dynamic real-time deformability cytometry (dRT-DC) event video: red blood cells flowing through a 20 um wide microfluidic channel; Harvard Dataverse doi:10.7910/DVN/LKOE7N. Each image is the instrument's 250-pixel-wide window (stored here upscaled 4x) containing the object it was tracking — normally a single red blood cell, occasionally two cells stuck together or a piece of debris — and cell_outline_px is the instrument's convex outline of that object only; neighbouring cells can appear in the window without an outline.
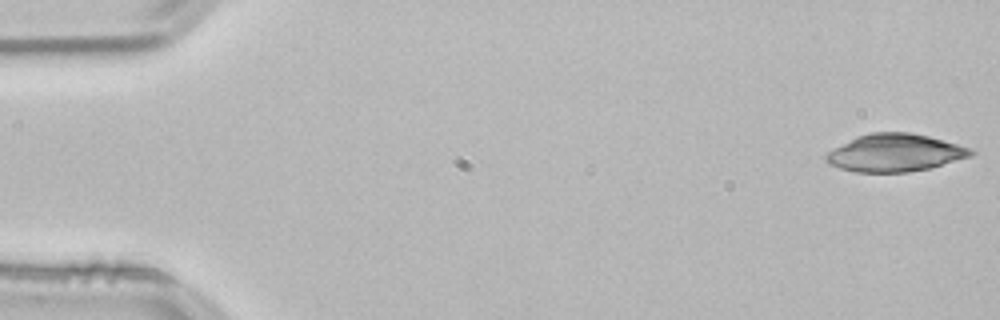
{"species": "common noctule bat (a hibernating species)", "species_latin": "Nyctalus noctula", "temperature_condition": "room temperature", "stored_images_in_passage": 52, "camera_frame_rate_fps": 3000, "um_per_image_px": 0.085, "animal": {"sex": "male", "body_mass_g": 21.5, "forearm_length_mm": 52.0}, "frame": {"image": 1, "passage_image": 1, "time_ms": 0.0, "image_size_px": [1000, 320], "cell_outline_px": [[976, 152], [972, 156], [928, 168], [908, 172], [856, 172], [840, 168], [824, 160], [824, 156], [828, 152], [856, 136], [872, 132], [908, 132], [928, 136], [972, 148]], "centroid_in_image_um": [76.08, 12.98], "position_along_channel_um": 8.9, "area_um2": 31.5}}
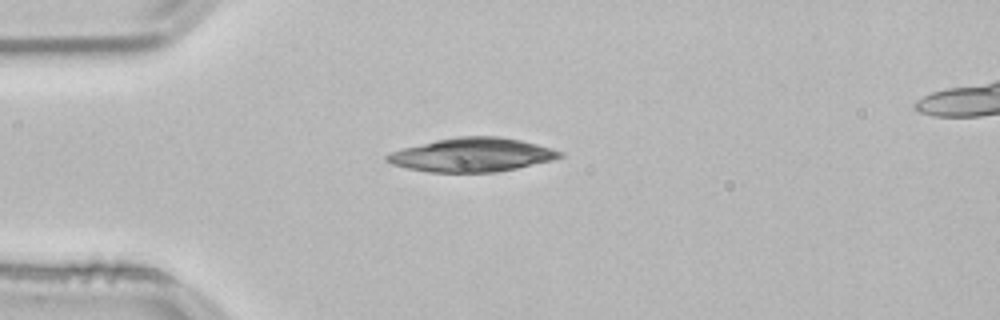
{"frame": {"image": 2, "passage_image": 13, "time_ms": 4.0, "image_size_px": [1000, 320], "cell_outline_px": [[564, 156], [552, 160], [516, 168], [496, 172], [428, 172], [408, 168], [392, 164], [384, 160], [384, 156], [392, 152], [404, 148], [436, 140], [456, 136], [500, 136], [520, 140], [552, 148], [564, 152]], "centroid_in_image_um": [40.14, 13.16], "position_along_channel_um": 44.9, "area_um2": 33.93}}